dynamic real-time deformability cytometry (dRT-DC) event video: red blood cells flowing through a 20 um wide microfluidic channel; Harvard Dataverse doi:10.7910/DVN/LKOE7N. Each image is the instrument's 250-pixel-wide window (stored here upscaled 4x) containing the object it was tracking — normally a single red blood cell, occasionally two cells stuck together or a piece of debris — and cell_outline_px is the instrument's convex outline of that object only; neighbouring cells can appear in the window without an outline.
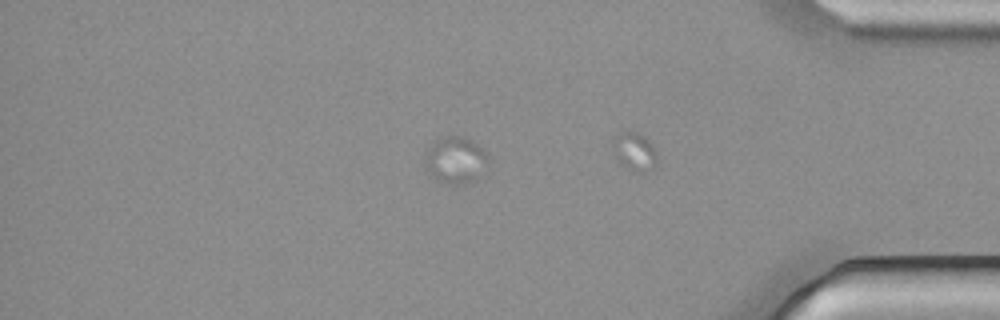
{"species": "common noctule bat (a hibernating species)", "species_latin": "Nyctalus noctula", "temperature_condition": "cold", "stored_images_in_passage": 27, "camera_frame_rate_fps": 3000, "um_per_image_px": 0.085, "animal": {"sex": "male", "body_mass_g": 21.5, "forearm_length_mm": 52.0}, "frame": {"image": 1, "passage_image": 26, "time_ms": 8.333, "image_size_px": [1000, 320], "cell_outline_px": [[488, 164], [472, 180], [452, 184], [444, 184], [436, 180], [428, 172], [424, 152], [436, 140], [448, 136], [460, 136], [472, 140], [488, 156]], "centroid_in_image_um": [38.67, 13.59], "position_along_channel_um": 396.5, "area_um2": 16.7}}